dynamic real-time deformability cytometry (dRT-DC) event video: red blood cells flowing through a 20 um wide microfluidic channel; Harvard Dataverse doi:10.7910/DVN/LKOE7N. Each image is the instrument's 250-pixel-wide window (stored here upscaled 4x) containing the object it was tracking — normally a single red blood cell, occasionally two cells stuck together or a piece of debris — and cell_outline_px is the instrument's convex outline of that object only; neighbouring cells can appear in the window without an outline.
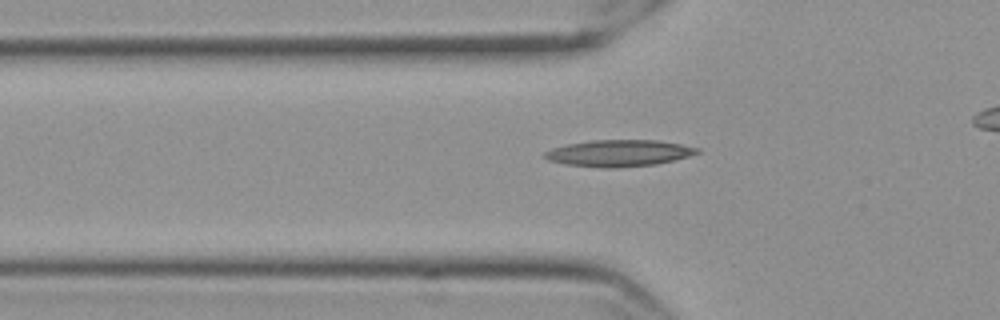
{"species": "Egyptian fruit bat (a non-hibernating species)", "species_latin": "Rousettus aegyptiacus", "temperature_condition": "cold", "stored_images_in_passage": 41, "camera_frame_rate_fps": 3000, "um_per_image_px": 0.085, "frame": {"image": 1, "passage_image": 10, "time_ms": 3.0, "image_size_px": [1000, 320], "cell_outline_px": [[700, 152], [688, 156], [656, 164], [616, 168], [604, 168], [564, 164], [548, 160], [544, 156], [544, 152], [552, 148], [568, 144], [592, 140], [656, 140], [680, 144], [700, 148]], "centroid_in_image_um": [52.59, 13.02], "position_along_channel_um": 73.2, "area_um2": 23.52}}
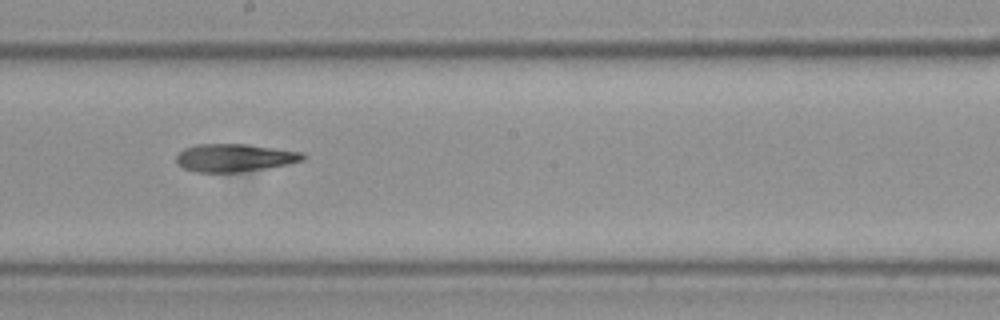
{"frame": {"image": 2, "passage_image": 23, "time_ms": 7.333, "image_size_px": [1000, 320], "cell_outline_px": [[304, 160], [288, 164], [240, 172], [196, 172], [184, 168], [176, 164], [176, 156], [184, 148], [196, 144], [248, 144], [300, 152], [304, 156]], "centroid_in_image_um": [19.88, 13.41], "position_along_channel_um": 228.3, "area_um2": 20.4}}
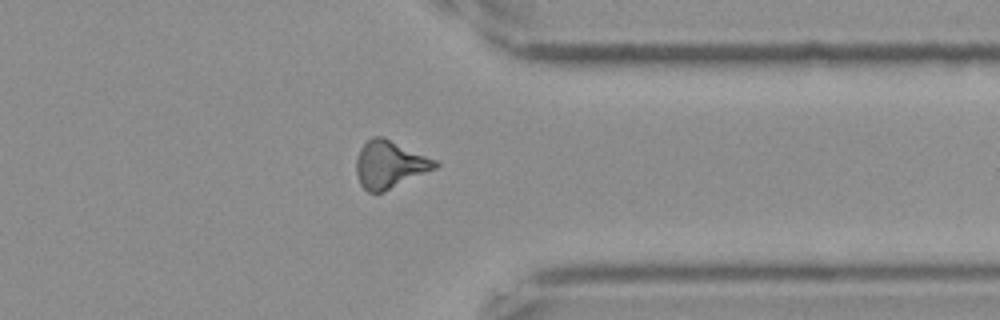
{"frame": {"image": 3, "passage_image": 36, "time_ms": 11.667, "image_size_px": [1000, 320], "cell_outline_px": [[440, 164], [436, 168], [380, 192], [368, 192], [360, 184], [356, 172], [356, 160], [360, 148], [372, 136], [384, 136], [436, 160]], "centroid_in_image_um": [33.1, 13.94], "position_along_channel_um": 378.3, "area_um2": 21.44}}